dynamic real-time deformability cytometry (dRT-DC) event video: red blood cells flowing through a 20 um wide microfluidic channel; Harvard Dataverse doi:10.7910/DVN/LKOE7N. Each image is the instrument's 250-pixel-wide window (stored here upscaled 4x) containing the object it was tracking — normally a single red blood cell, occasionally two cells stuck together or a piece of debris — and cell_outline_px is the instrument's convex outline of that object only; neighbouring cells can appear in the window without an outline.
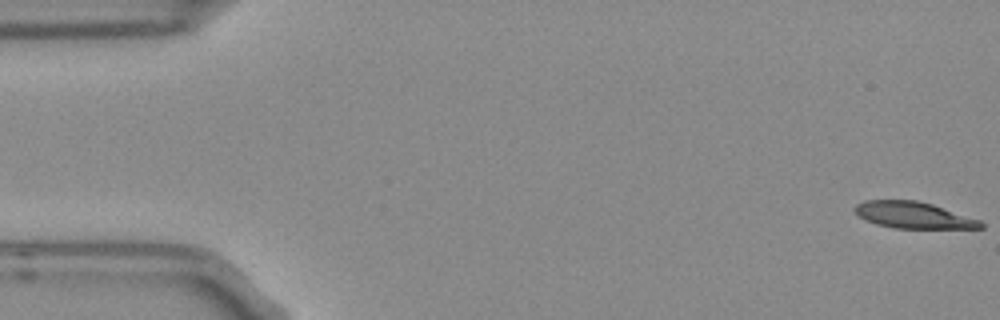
{"species": "Egyptian fruit bat (a non-hibernating species)", "species_latin": "Rousettus aegyptiacus", "temperature_condition": "room temperature", "stored_images_in_passage": 4, "camera_frame_rate_fps": 3000, "um_per_image_px": 0.085, "frame": {"image": 1, "passage_image": 1, "time_ms": 0.0, "image_size_px": [1000, 320], "cell_outline_px": [[984, 228], [892, 228], [876, 224], [864, 220], [852, 212], [852, 208], [856, 204], [864, 200], [916, 200], [932, 204], [980, 220], [984, 224]], "centroid_in_image_um": [77.56, 18.28], "position_along_channel_um": 7.4, "area_um2": 19.59}}
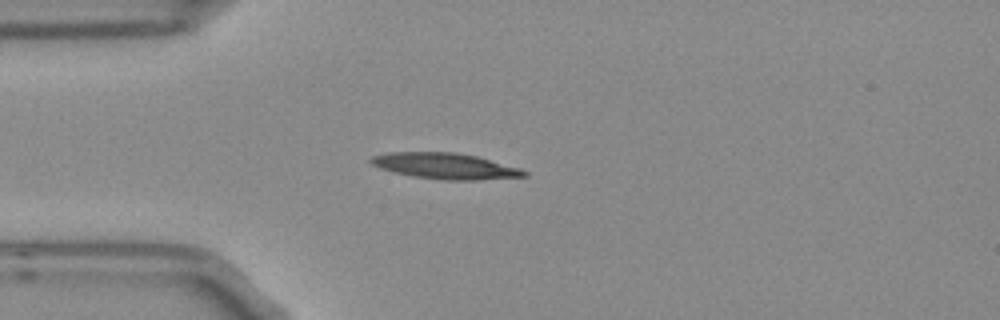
{"frame": {"image": 2, "passage_image": 4, "time_ms": 1.0, "image_size_px": [1000, 320], "cell_outline_px": [[528, 176], [476, 180], [448, 180], [412, 176], [380, 168], [372, 164], [368, 160], [372, 156], [392, 152], [456, 152], [476, 156], [520, 168], [528, 172]], "centroid_in_image_um": [37.86, 14.11], "position_along_channel_um": 47.1, "area_um2": 22.95}}